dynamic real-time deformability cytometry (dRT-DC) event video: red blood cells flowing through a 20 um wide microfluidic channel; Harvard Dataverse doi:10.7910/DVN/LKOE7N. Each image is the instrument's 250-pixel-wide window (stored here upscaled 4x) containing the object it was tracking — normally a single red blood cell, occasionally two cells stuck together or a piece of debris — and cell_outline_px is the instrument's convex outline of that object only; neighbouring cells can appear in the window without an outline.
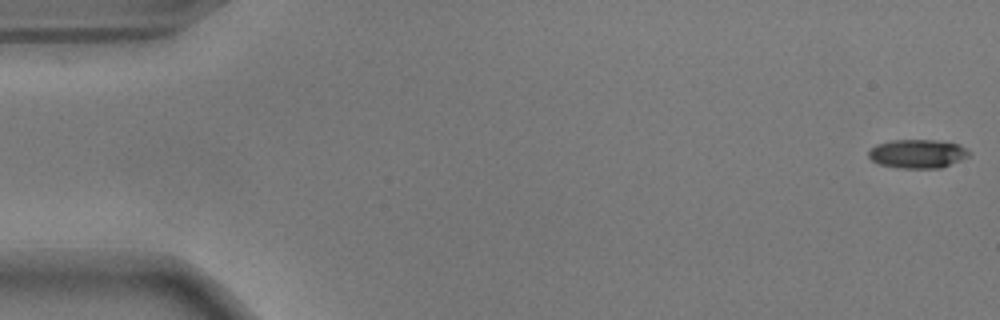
{"species": "common noctule bat (a hibernating species)", "species_latin": "Nyctalus noctula", "temperature_condition": "warm", "stored_images_in_passage": 10, "camera_frame_rate_fps": 3000, "um_per_image_px": 0.085, "animal": {"sex": "male", "body_mass_g": 17.9}, "frame": {"image": 1, "passage_image": 1, "time_ms": 0.0, "image_size_px": [1000, 320], "cell_outline_px": [[972, 152], [968, 156], [960, 160], [940, 168], [904, 168], [880, 164], [872, 160], [868, 156], [868, 152], [876, 144], [892, 140], [936, 140], [960, 144]], "centroid_in_image_um": [78.02, 13.06], "position_along_channel_um": 7.0, "area_um2": 16.76}}